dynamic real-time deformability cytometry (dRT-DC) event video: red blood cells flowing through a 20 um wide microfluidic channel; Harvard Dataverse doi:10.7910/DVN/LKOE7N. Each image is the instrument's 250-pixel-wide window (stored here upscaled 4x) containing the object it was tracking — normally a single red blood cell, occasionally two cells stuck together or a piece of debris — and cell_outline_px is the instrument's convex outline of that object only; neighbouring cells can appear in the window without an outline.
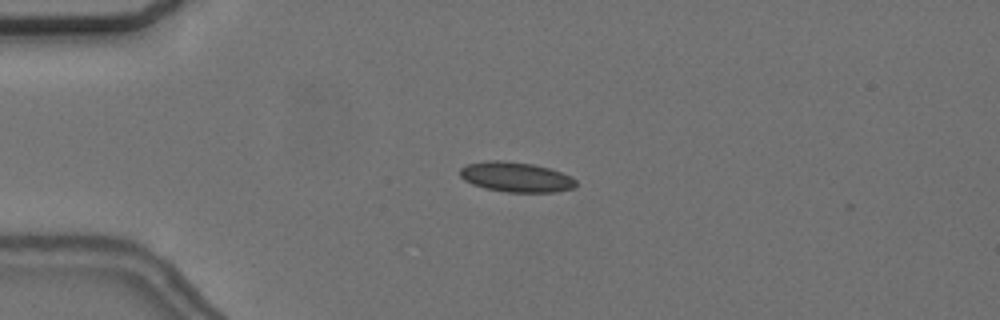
{"species": "common noctule bat (a hibernating species)", "species_latin": "Nyctalus noctula", "temperature_condition": "cold", "stored_images_in_passage": 57, "camera_frame_rate_fps": 3000, "um_per_image_px": 0.085, "animal": {"sex": "female", "body_mass_g": 24.6, "forearm_length_mm": 56.2}, "frame": {"image": 1, "passage_image": 14, "time_ms": 4.333, "image_size_px": [1000, 320], "cell_outline_px": [[576, 188], [556, 192], [508, 192], [484, 188], [472, 184], [464, 180], [460, 176], [460, 168], [468, 164], [488, 160], [504, 160], [532, 164], [548, 168], [572, 176], [576, 180]], "centroid_in_image_um": [43.87, 15.05], "position_along_channel_um": 41.1, "area_um2": 20.35}}
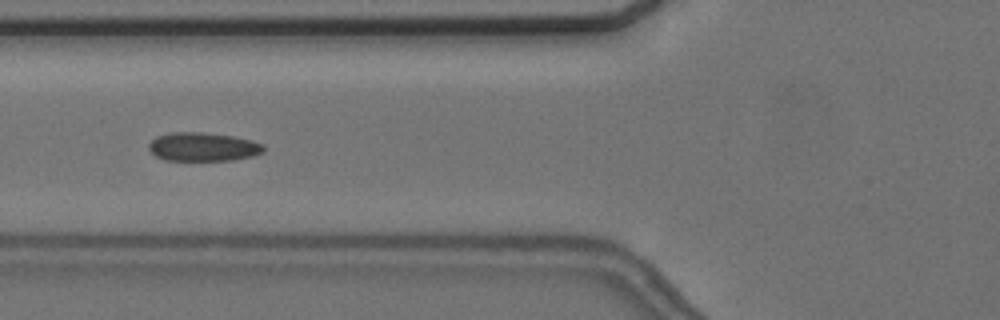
{"frame": {"image": 2, "passage_image": 22, "time_ms": 7.0, "image_size_px": [1000, 320], "cell_outline_px": [[264, 152], [252, 156], [232, 160], [164, 160], [156, 156], [148, 148], [148, 144], [156, 136], [172, 132], [200, 132], [232, 136], [252, 140], [264, 144]], "centroid_in_image_um": [17.26, 12.48], "position_along_channel_um": 108.5, "area_um2": 19.19}}
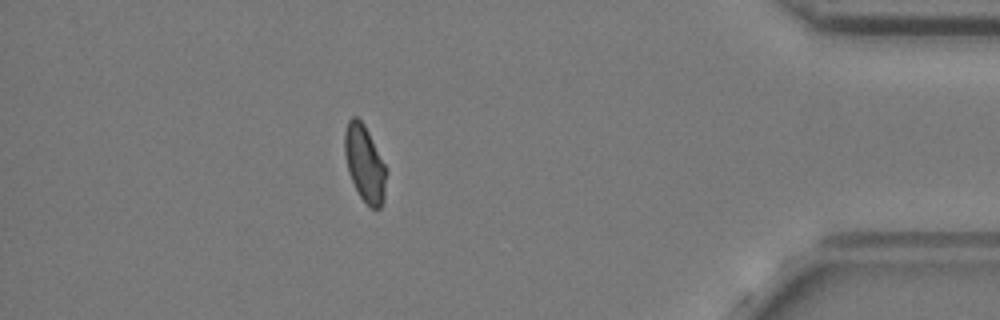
{"frame": {"image": 3, "passage_image": 50, "time_ms": 16.333, "image_size_px": [1000, 320], "cell_outline_px": [[388, 172], [384, 200], [380, 208], [372, 208], [360, 196], [348, 172], [344, 152], [344, 132], [348, 120], [352, 116], [356, 116], [364, 124], [388, 168]], "centroid_in_image_um": [31.02, 13.88], "position_along_channel_um": 404.2, "area_um2": 18.79}, "authors_computed_cell_mechanics": {"area_um2": 18.9006, "velocity_mm_per_s": 3.6434, "shape_relaxation_time_tau1_ms": null, "shape_relaxation_time_tau2_ms": 3.2866, "deformation_change_tau1": null, "deformation_change_tau2": 0.069}}